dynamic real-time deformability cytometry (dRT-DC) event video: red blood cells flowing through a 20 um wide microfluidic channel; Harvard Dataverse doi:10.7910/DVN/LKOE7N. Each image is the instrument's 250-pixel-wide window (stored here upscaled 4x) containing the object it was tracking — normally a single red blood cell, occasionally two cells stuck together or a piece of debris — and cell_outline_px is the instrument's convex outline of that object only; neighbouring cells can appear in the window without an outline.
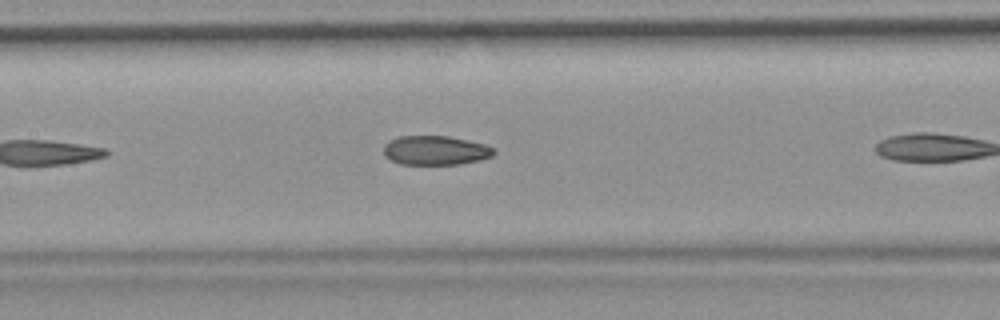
{"species": "common noctule bat (a hibernating species)", "species_latin": "Nyctalus noctula", "temperature_condition": "room temperature", "stored_images_in_passage": 6, "camera_frame_rate_fps": 3000, "um_per_image_px": 0.085, "animal": {"sex": "female", "body_mass_g": 19.9}, "frame": {"image": 1, "passage_image": 5, "time_ms": 1.333, "image_size_px": [1000, 320], "cell_outline_px": [[496, 152], [492, 156], [480, 160], [460, 164], [400, 164], [392, 160], [384, 152], [384, 144], [400, 136], [448, 136], [484, 144], [496, 148]], "centroid_in_image_um": [37.06, 12.78], "position_along_channel_um": 170.3, "area_um2": 18.61}}